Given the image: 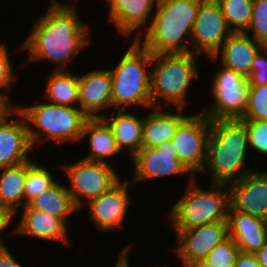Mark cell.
I'll use <instances>...</instances> for the list:
<instances>
[{
    "mask_svg": "<svg viewBox=\"0 0 267 267\" xmlns=\"http://www.w3.org/2000/svg\"><path fill=\"white\" fill-rule=\"evenodd\" d=\"M47 12L35 21L21 48L29 52L25 63L55 62V70L66 68L81 49L89 45L90 25L78 16L75 5L49 1Z\"/></svg>",
    "mask_w": 267,
    "mask_h": 267,
    "instance_id": "1",
    "label": "cell"
},
{
    "mask_svg": "<svg viewBox=\"0 0 267 267\" xmlns=\"http://www.w3.org/2000/svg\"><path fill=\"white\" fill-rule=\"evenodd\" d=\"M249 149L244 120L211 121L207 159L202 174L209 170L211 183L229 185L250 173L246 165Z\"/></svg>",
    "mask_w": 267,
    "mask_h": 267,
    "instance_id": "2",
    "label": "cell"
},
{
    "mask_svg": "<svg viewBox=\"0 0 267 267\" xmlns=\"http://www.w3.org/2000/svg\"><path fill=\"white\" fill-rule=\"evenodd\" d=\"M203 1H158L145 37H139L138 41L152 54L190 53L192 29Z\"/></svg>",
    "mask_w": 267,
    "mask_h": 267,
    "instance_id": "3",
    "label": "cell"
},
{
    "mask_svg": "<svg viewBox=\"0 0 267 267\" xmlns=\"http://www.w3.org/2000/svg\"><path fill=\"white\" fill-rule=\"evenodd\" d=\"M153 54L138 40H134L130 48L110 70L112 80V107L114 110H126L131 105L152 108L151 71Z\"/></svg>",
    "mask_w": 267,
    "mask_h": 267,
    "instance_id": "4",
    "label": "cell"
},
{
    "mask_svg": "<svg viewBox=\"0 0 267 267\" xmlns=\"http://www.w3.org/2000/svg\"><path fill=\"white\" fill-rule=\"evenodd\" d=\"M196 56L192 52L153 54L150 67L152 107L162 108L163 103L175 108L185 107L193 79L198 80L200 75Z\"/></svg>",
    "mask_w": 267,
    "mask_h": 267,
    "instance_id": "5",
    "label": "cell"
},
{
    "mask_svg": "<svg viewBox=\"0 0 267 267\" xmlns=\"http://www.w3.org/2000/svg\"><path fill=\"white\" fill-rule=\"evenodd\" d=\"M16 109L26 121L33 148L43 143L44 138L60 145L72 140L80 141L89 119L79 107L52 104L45 100L28 107L16 105Z\"/></svg>",
    "mask_w": 267,
    "mask_h": 267,
    "instance_id": "6",
    "label": "cell"
},
{
    "mask_svg": "<svg viewBox=\"0 0 267 267\" xmlns=\"http://www.w3.org/2000/svg\"><path fill=\"white\" fill-rule=\"evenodd\" d=\"M196 180L195 177L189 179L185 192L168 213L171 228L174 230L191 229L213 222H227V185L211 183L210 189L204 190Z\"/></svg>",
    "mask_w": 267,
    "mask_h": 267,
    "instance_id": "7",
    "label": "cell"
},
{
    "mask_svg": "<svg viewBox=\"0 0 267 267\" xmlns=\"http://www.w3.org/2000/svg\"><path fill=\"white\" fill-rule=\"evenodd\" d=\"M60 167L66 173L69 181L67 190L78 209L109 191L121 180L115 167L106 163L80 158L74 163H61Z\"/></svg>",
    "mask_w": 267,
    "mask_h": 267,
    "instance_id": "8",
    "label": "cell"
},
{
    "mask_svg": "<svg viewBox=\"0 0 267 267\" xmlns=\"http://www.w3.org/2000/svg\"><path fill=\"white\" fill-rule=\"evenodd\" d=\"M210 90L214 103L202 112L211 121L243 119L249 90L247 77L222 66L214 75Z\"/></svg>",
    "mask_w": 267,
    "mask_h": 267,
    "instance_id": "9",
    "label": "cell"
},
{
    "mask_svg": "<svg viewBox=\"0 0 267 267\" xmlns=\"http://www.w3.org/2000/svg\"><path fill=\"white\" fill-rule=\"evenodd\" d=\"M211 120L202 112L190 114L179 124L172 140L176 143L178 159L196 177L207 159V141Z\"/></svg>",
    "mask_w": 267,
    "mask_h": 267,
    "instance_id": "10",
    "label": "cell"
},
{
    "mask_svg": "<svg viewBox=\"0 0 267 267\" xmlns=\"http://www.w3.org/2000/svg\"><path fill=\"white\" fill-rule=\"evenodd\" d=\"M231 33L217 0H204L192 29L191 52L213 57Z\"/></svg>",
    "mask_w": 267,
    "mask_h": 267,
    "instance_id": "11",
    "label": "cell"
},
{
    "mask_svg": "<svg viewBox=\"0 0 267 267\" xmlns=\"http://www.w3.org/2000/svg\"><path fill=\"white\" fill-rule=\"evenodd\" d=\"M176 143L166 141L155 148H142L131 159L135 166L133 183L136 184L146 179L169 176H195L178 159Z\"/></svg>",
    "mask_w": 267,
    "mask_h": 267,
    "instance_id": "12",
    "label": "cell"
},
{
    "mask_svg": "<svg viewBox=\"0 0 267 267\" xmlns=\"http://www.w3.org/2000/svg\"><path fill=\"white\" fill-rule=\"evenodd\" d=\"M177 247L175 253L187 263L204 260L208 254L228 237V222H213L186 230H174Z\"/></svg>",
    "mask_w": 267,
    "mask_h": 267,
    "instance_id": "13",
    "label": "cell"
},
{
    "mask_svg": "<svg viewBox=\"0 0 267 267\" xmlns=\"http://www.w3.org/2000/svg\"><path fill=\"white\" fill-rule=\"evenodd\" d=\"M227 187L228 211L246 213L267 220V171H251Z\"/></svg>",
    "mask_w": 267,
    "mask_h": 267,
    "instance_id": "14",
    "label": "cell"
},
{
    "mask_svg": "<svg viewBox=\"0 0 267 267\" xmlns=\"http://www.w3.org/2000/svg\"><path fill=\"white\" fill-rule=\"evenodd\" d=\"M130 180H120L109 191L98 198L90 200L85 206H88L90 219L101 231L115 230L123 228L129 204L132 203L129 198Z\"/></svg>",
    "mask_w": 267,
    "mask_h": 267,
    "instance_id": "15",
    "label": "cell"
},
{
    "mask_svg": "<svg viewBox=\"0 0 267 267\" xmlns=\"http://www.w3.org/2000/svg\"><path fill=\"white\" fill-rule=\"evenodd\" d=\"M17 116V119H12ZM10 119V120H9ZM33 149L23 115L13 108L0 119V168L14 167L32 158Z\"/></svg>",
    "mask_w": 267,
    "mask_h": 267,
    "instance_id": "16",
    "label": "cell"
},
{
    "mask_svg": "<svg viewBox=\"0 0 267 267\" xmlns=\"http://www.w3.org/2000/svg\"><path fill=\"white\" fill-rule=\"evenodd\" d=\"M105 1L109 5L108 21L113 23L117 28V32L124 37H131V34L136 33L133 40H138L139 37L144 36L142 30L145 32L150 26L154 15H151L152 10H156L158 4V0ZM140 28L144 29L141 30Z\"/></svg>",
    "mask_w": 267,
    "mask_h": 267,
    "instance_id": "17",
    "label": "cell"
},
{
    "mask_svg": "<svg viewBox=\"0 0 267 267\" xmlns=\"http://www.w3.org/2000/svg\"><path fill=\"white\" fill-rule=\"evenodd\" d=\"M79 108L89 118L101 117L103 109L112 107V80L109 69L89 71L78 76Z\"/></svg>",
    "mask_w": 267,
    "mask_h": 267,
    "instance_id": "18",
    "label": "cell"
},
{
    "mask_svg": "<svg viewBox=\"0 0 267 267\" xmlns=\"http://www.w3.org/2000/svg\"><path fill=\"white\" fill-rule=\"evenodd\" d=\"M22 209V218H20L17 227H14L10 232L11 235H29V237L45 241L54 240L68 244V227L63 219L32 209L29 205Z\"/></svg>",
    "mask_w": 267,
    "mask_h": 267,
    "instance_id": "19",
    "label": "cell"
},
{
    "mask_svg": "<svg viewBox=\"0 0 267 267\" xmlns=\"http://www.w3.org/2000/svg\"><path fill=\"white\" fill-rule=\"evenodd\" d=\"M250 35V33L245 32H232L222 43L218 52L213 57H208V59L215 62L220 58L221 66L248 77L251 74L254 56L262 47Z\"/></svg>",
    "mask_w": 267,
    "mask_h": 267,
    "instance_id": "20",
    "label": "cell"
},
{
    "mask_svg": "<svg viewBox=\"0 0 267 267\" xmlns=\"http://www.w3.org/2000/svg\"><path fill=\"white\" fill-rule=\"evenodd\" d=\"M228 236L241 252L255 253L267 243V220L236 211H228Z\"/></svg>",
    "mask_w": 267,
    "mask_h": 267,
    "instance_id": "21",
    "label": "cell"
},
{
    "mask_svg": "<svg viewBox=\"0 0 267 267\" xmlns=\"http://www.w3.org/2000/svg\"><path fill=\"white\" fill-rule=\"evenodd\" d=\"M152 109L144 116L142 148H155L172 140L179 124L187 117L183 114L184 108H175L176 113L165 112L161 107Z\"/></svg>",
    "mask_w": 267,
    "mask_h": 267,
    "instance_id": "22",
    "label": "cell"
},
{
    "mask_svg": "<svg viewBox=\"0 0 267 267\" xmlns=\"http://www.w3.org/2000/svg\"><path fill=\"white\" fill-rule=\"evenodd\" d=\"M101 118L111 129L120 151L128 149L132 158L142 149L144 116L138 118L127 111L125 113L124 109L118 110L116 116L107 118L106 115H101Z\"/></svg>",
    "mask_w": 267,
    "mask_h": 267,
    "instance_id": "23",
    "label": "cell"
},
{
    "mask_svg": "<svg viewBox=\"0 0 267 267\" xmlns=\"http://www.w3.org/2000/svg\"><path fill=\"white\" fill-rule=\"evenodd\" d=\"M86 136L89 139L90 152L82 159L113 165L110 161H107V157L110 159V157L119 154L121 151L117 146L111 129L101 117L87 120L81 139L86 138Z\"/></svg>",
    "mask_w": 267,
    "mask_h": 267,
    "instance_id": "24",
    "label": "cell"
},
{
    "mask_svg": "<svg viewBox=\"0 0 267 267\" xmlns=\"http://www.w3.org/2000/svg\"><path fill=\"white\" fill-rule=\"evenodd\" d=\"M47 76L44 98L47 102L62 106L79 107L78 76L66 70H54ZM78 103V105H76Z\"/></svg>",
    "mask_w": 267,
    "mask_h": 267,
    "instance_id": "25",
    "label": "cell"
},
{
    "mask_svg": "<svg viewBox=\"0 0 267 267\" xmlns=\"http://www.w3.org/2000/svg\"><path fill=\"white\" fill-rule=\"evenodd\" d=\"M27 174V162L14 167L0 168V205L14 214L18 206L24 207V185Z\"/></svg>",
    "mask_w": 267,
    "mask_h": 267,
    "instance_id": "26",
    "label": "cell"
},
{
    "mask_svg": "<svg viewBox=\"0 0 267 267\" xmlns=\"http://www.w3.org/2000/svg\"><path fill=\"white\" fill-rule=\"evenodd\" d=\"M32 209H37L68 222L70 215L78 212L67 187L56 182L51 188L38 195L28 204Z\"/></svg>",
    "mask_w": 267,
    "mask_h": 267,
    "instance_id": "27",
    "label": "cell"
},
{
    "mask_svg": "<svg viewBox=\"0 0 267 267\" xmlns=\"http://www.w3.org/2000/svg\"><path fill=\"white\" fill-rule=\"evenodd\" d=\"M57 180L47 167L37 160L27 161V174L24 185V206L28 205L38 195L51 188Z\"/></svg>",
    "mask_w": 267,
    "mask_h": 267,
    "instance_id": "28",
    "label": "cell"
},
{
    "mask_svg": "<svg viewBox=\"0 0 267 267\" xmlns=\"http://www.w3.org/2000/svg\"><path fill=\"white\" fill-rule=\"evenodd\" d=\"M254 0H217L231 32L244 33L249 28Z\"/></svg>",
    "mask_w": 267,
    "mask_h": 267,
    "instance_id": "29",
    "label": "cell"
},
{
    "mask_svg": "<svg viewBox=\"0 0 267 267\" xmlns=\"http://www.w3.org/2000/svg\"><path fill=\"white\" fill-rule=\"evenodd\" d=\"M244 121L267 120V84L249 85Z\"/></svg>",
    "mask_w": 267,
    "mask_h": 267,
    "instance_id": "30",
    "label": "cell"
},
{
    "mask_svg": "<svg viewBox=\"0 0 267 267\" xmlns=\"http://www.w3.org/2000/svg\"><path fill=\"white\" fill-rule=\"evenodd\" d=\"M250 31L255 41L262 46H267V0L253 1V14L245 33Z\"/></svg>",
    "mask_w": 267,
    "mask_h": 267,
    "instance_id": "31",
    "label": "cell"
},
{
    "mask_svg": "<svg viewBox=\"0 0 267 267\" xmlns=\"http://www.w3.org/2000/svg\"><path fill=\"white\" fill-rule=\"evenodd\" d=\"M239 252V247L228 236L208 254L206 260L215 267H235Z\"/></svg>",
    "mask_w": 267,
    "mask_h": 267,
    "instance_id": "32",
    "label": "cell"
},
{
    "mask_svg": "<svg viewBox=\"0 0 267 267\" xmlns=\"http://www.w3.org/2000/svg\"><path fill=\"white\" fill-rule=\"evenodd\" d=\"M250 146L257 154L267 156V120L265 121H244Z\"/></svg>",
    "mask_w": 267,
    "mask_h": 267,
    "instance_id": "33",
    "label": "cell"
},
{
    "mask_svg": "<svg viewBox=\"0 0 267 267\" xmlns=\"http://www.w3.org/2000/svg\"><path fill=\"white\" fill-rule=\"evenodd\" d=\"M10 52L8 50L7 45L0 42V95L13 107L16 108L14 104H12L11 100H9L7 90L10 91L12 87L13 80L17 78L15 76V71H13L12 63L9 59ZM16 77V78H15ZM5 91H3V90Z\"/></svg>",
    "mask_w": 267,
    "mask_h": 267,
    "instance_id": "34",
    "label": "cell"
},
{
    "mask_svg": "<svg viewBox=\"0 0 267 267\" xmlns=\"http://www.w3.org/2000/svg\"><path fill=\"white\" fill-rule=\"evenodd\" d=\"M247 79L248 85L267 84V46H262L254 56L251 74Z\"/></svg>",
    "mask_w": 267,
    "mask_h": 267,
    "instance_id": "35",
    "label": "cell"
},
{
    "mask_svg": "<svg viewBox=\"0 0 267 267\" xmlns=\"http://www.w3.org/2000/svg\"><path fill=\"white\" fill-rule=\"evenodd\" d=\"M15 214L5 206L0 205V248L6 247L4 245L3 238H1L2 232L6 230L12 223V219Z\"/></svg>",
    "mask_w": 267,
    "mask_h": 267,
    "instance_id": "36",
    "label": "cell"
},
{
    "mask_svg": "<svg viewBox=\"0 0 267 267\" xmlns=\"http://www.w3.org/2000/svg\"><path fill=\"white\" fill-rule=\"evenodd\" d=\"M235 267H262L254 253L239 252Z\"/></svg>",
    "mask_w": 267,
    "mask_h": 267,
    "instance_id": "37",
    "label": "cell"
},
{
    "mask_svg": "<svg viewBox=\"0 0 267 267\" xmlns=\"http://www.w3.org/2000/svg\"><path fill=\"white\" fill-rule=\"evenodd\" d=\"M8 248L7 246L0 248V267H23V265L14 258L11 251L9 252Z\"/></svg>",
    "mask_w": 267,
    "mask_h": 267,
    "instance_id": "38",
    "label": "cell"
},
{
    "mask_svg": "<svg viewBox=\"0 0 267 267\" xmlns=\"http://www.w3.org/2000/svg\"><path fill=\"white\" fill-rule=\"evenodd\" d=\"M131 248H132L131 244L122 248L120 254L118 255V260L116 262V264L119 267H130V262L128 259V255H129L128 253L130 252ZM155 267H162V266H155ZM163 267H166V266H163Z\"/></svg>",
    "mask_w": 267,
    "mask_h": 267,
    "instance_id": "39",
    "label": "cell"
},
{
    "mask_svg": "<svg viewBox=\"0 0 267 267\" xmlns=\"http://www.w3.org/2000/svg\"><path fill=\"white\" fill-rule=\"evenodd\" d=\"M255 256L257 258L258 263L262 267H267V243L258 251H256Z\"/></svg>",
    "mask_w": 267,
    "mask_h": 267,
    "instance_id": "40",
    "label": "cell"
},
{
    "mask_svg": "<svg viewBox=\"0 0 267 267\" xmlns=\"http://www.w3.org/2000/svg\"><path fill=\"white\" fill-rule=\"evenodd\" d=\"M13 107L0 95V119H2Z\"/></svg>",
    "mask_w": 267,
    "mask_h": 267,
    "instance_id": "41",
    "label": "cell"
},
{
    "mask_svg": "<svg viewBox=\"0 0 267 267\" xmlns=\"http://www.w3.org/2000/svg\"><path fill=\"white\" fill-rule=\"evenodd\" d=\"M184 267H215V266L209 263L206 259H204L187 263Z\"/></svg>",
    "mask_w": 267,
    "mask_h": 267,
    "instance_id": "42",
    "label": "cell"
}]
</instances>
